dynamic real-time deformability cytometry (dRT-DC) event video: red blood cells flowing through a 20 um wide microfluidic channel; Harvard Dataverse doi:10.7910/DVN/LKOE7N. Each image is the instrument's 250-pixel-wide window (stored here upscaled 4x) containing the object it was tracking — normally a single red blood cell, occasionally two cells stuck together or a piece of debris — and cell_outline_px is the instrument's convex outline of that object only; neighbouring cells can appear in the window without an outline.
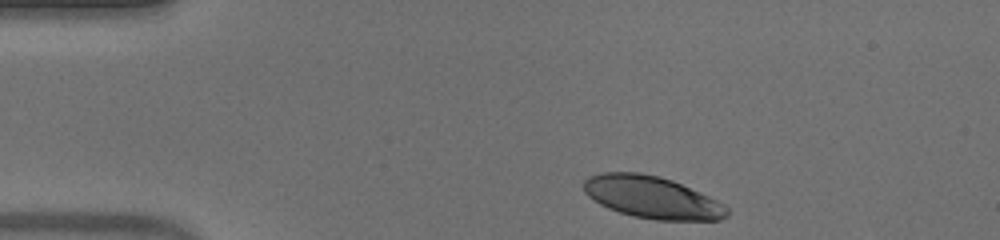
{"species": "human", "species_latin": "Homo sapiens", "temperature_condition": "warm", "stored_images_in_passage": 40, "camera_frame_rate_fps": 3000, "um_per_image_px": 0.085, "donor": {"sex": "male"}, "frame": {"image": 1, "passage_image": 1, "time_ms": 0.0, "image_size_px": [1000, 240], "cell_outline_px": [[728, 216], [720, 220], [656, 220], [632, 216], [608, 208], [600, 204], [588, 196], [584, 192], [584, 180], [588, 176], [600, 172], [640, 172], [660, 176], [672, 180], [708, 196], [724, 204], [728, 208]], "centroid_in_image_um": [55.41, 16.77], "position_along_channel_um": 29.6, "area_um2": 35.26}}
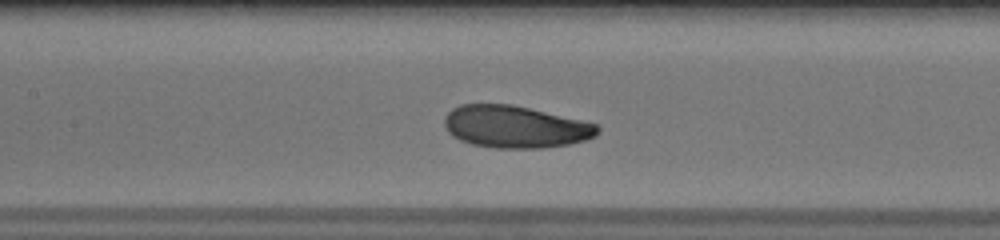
{"frame": {"image": 2, "passage_image": 16, "time_ms": 5.0, "image_size_px": [1000, 240], "cell_outline_px": [[600, 132], [596, 136], [584, 140], [568, 144], [540, 148], [496, 148], [472, 144], [460, 140], [452, 136], [448, 132], [444, 124], [444, 116], [452, 108], [460, 104], [512, 104], [580, 120], [596, 124], [600, 128]], "centroid_in_image_um": [43.76, 10.77], "position_along_channel_um": 163.6, "area_um2": 37.57}}
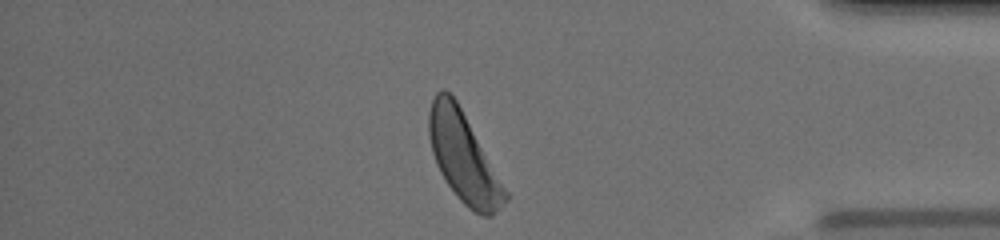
{"frame": {"image": 3, "passage_image": 36, "time_ms": 11.667, "image_size_px": [1000, 240], "cell_outline_px": [[508, 200], [492, 216], [484, 216], [468, 208], [456, 196], [440, 172], [436, 164], [432, 152], [428, 136], [428, 112], [432, 100], [436, 92], [440, 88], [444, 88], [456, 100], [508, 192]], "centroid_in_image_um": [39.38, 13.37], "position_along_channel_um": 395.8, "area_um2": 39.42}, "authors_computed_cell_mechanics": {"area_um2": 37.8879, "velocity_mm_per_s": 3.9268, "shape_relaxation_time_tau1_ms": 2.3502, "shape_relaxation_time_tau2_ms": null, "deformation_change_tau1": 0.1296, "deformation_change_tau2": null}}